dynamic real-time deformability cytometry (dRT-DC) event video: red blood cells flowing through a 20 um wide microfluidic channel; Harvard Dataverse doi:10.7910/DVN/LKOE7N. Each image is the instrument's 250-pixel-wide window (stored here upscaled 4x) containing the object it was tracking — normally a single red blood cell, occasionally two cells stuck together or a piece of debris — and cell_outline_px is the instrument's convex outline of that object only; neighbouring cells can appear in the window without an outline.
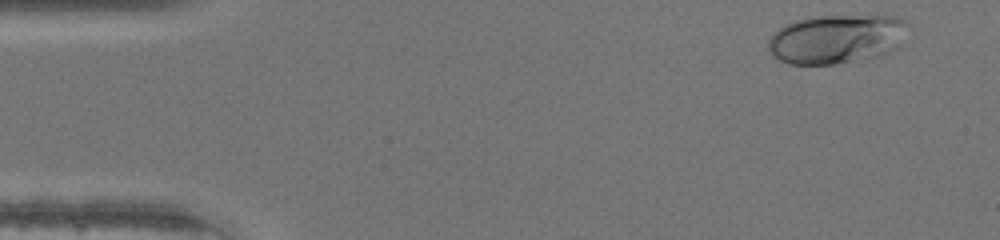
{"species": "human", "species_latin": "Homo sapiens", "temperature_condition": "warm", "stored_images_in_passage": 38, "camera_frame_rate_fps": 3000, "um_per_image_px": 0.085, "donor": {"sex": "male"}, "frame": {"image": 1, "passage_image": 2, "time_ms": 0.333, "image_size_px": [1000, 240], "cell_outline_px": [[912, 24], [904, 44], [900, 48], [884, 56], [836, 64], [788, 64], [772, 56], [768, 48], [768, 40], [772, 32], [784, 24], [796, 20], [812, 16], [896, 16], [908, 20]], "centroid_in_image_um": [71.21, 3.31], "position_along_channel_um": 13.8, "area_um2": 41.38}}
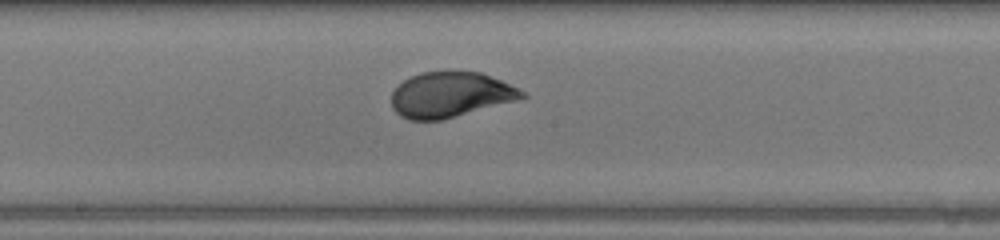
{"frame": {"image": 2, "passage_image": 23, "time_ms": 7.333, "image_size_px": [1000, 240], "cell_outline_px": [[528, 96], [520, 100], [440, 120], [408, 120], [400, 116], [392, 108], [392, 92], [404, 80], [420, 72], [448, 68], [456, 68], [480, 72], [520, 88]], "centroid_in_image_um": [38.31, 8.01], "position_along_channel_um": 209.9, "area_um2": 35.37}}
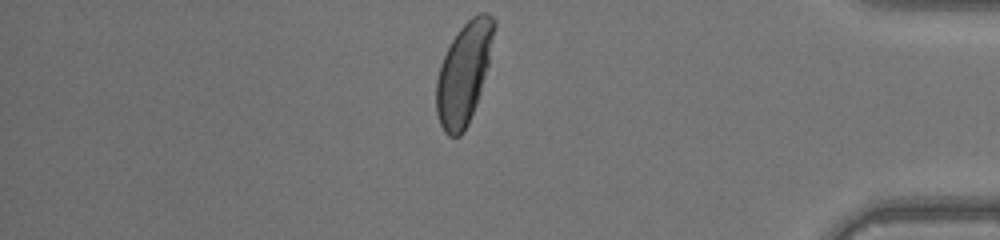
{"frame": {"image": 3, "passage_image": 38, "time_ms": 12.333, "image_size_px": [1000, 240], "cell_outline_px": [[496, 28], [488, 64], [480, 92], [476, 104], [468, 124], [464, 132], [460, 136], [448, 136], [444, 132], [440, 124], [436, 112], [436, 80], [440, 64], [452, 40], [460, 28], [472, 16], [480, 12], [488, 12], [496, 20]], "centroid_in_image_um": [39.43, 6.21], "position_along_channel_um": 395.8, "area_um2": 34.04}}